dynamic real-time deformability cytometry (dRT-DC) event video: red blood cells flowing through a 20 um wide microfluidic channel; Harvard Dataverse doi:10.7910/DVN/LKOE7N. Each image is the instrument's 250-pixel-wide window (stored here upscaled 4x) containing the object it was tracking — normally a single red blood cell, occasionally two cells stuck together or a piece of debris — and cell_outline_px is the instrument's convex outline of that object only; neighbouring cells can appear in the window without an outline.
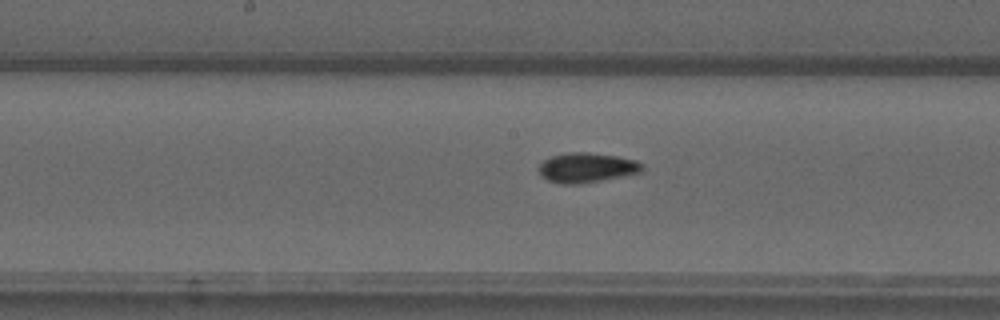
{"species": "common noctule bat (a hibernating species)", "species_latin": "Nyctalus noctula", "temperature_condition": "warm", "stored_images_in_passage": 55, "camera_frame_rate_fps": 3000, "um_per_image_px": 0.085, "animal": {"sex": "male", "forearm_length_mm": 52.5}, "frame": {"image": 1, "passage_image": 28, "time_ms": 9.0, "image_size_px": [1000, 320], "cell_outline_px": [[644, 168], [640, 172], [600, 180], [576, 184], [560, 184], [548, 180], [540, 176], [536, 168], [544, 160], [552, 156], [568, 152], [588, 152], [616, 156], [636, 160], [644, 164]], "centroid_in_image_um": [49.82, 14.24], "position_along_channel_um": 198.4, "area_um2": 17.92}}
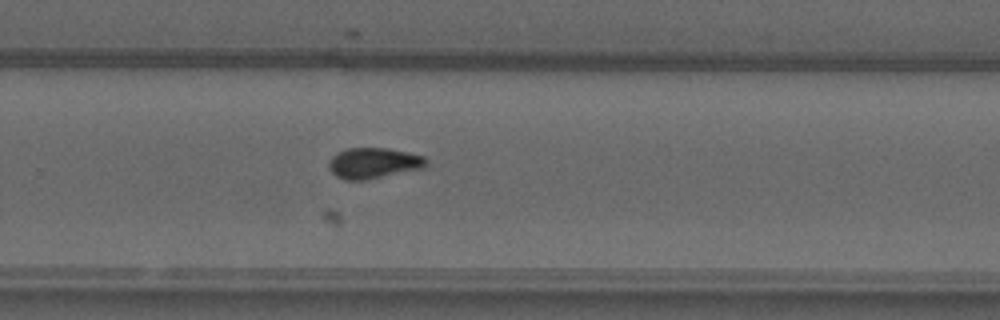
{"frame": {"image": 2, "passage_image": 36, "time_ms": 11.667, "image_size_px": [1000, 320], "cell_outline_px": [[428, 160], [424, 168], [368, 180], [344, 180], [336, 176], [328, 168], [328, 164], [332, 156], [336, 152], [348, 148], [388, 148], [408, 152], [424, 156]], "centroid_in_image_um": [31.75, 13.87], "position_along_channel_um": 298.1, "area_um2": 17.69}}
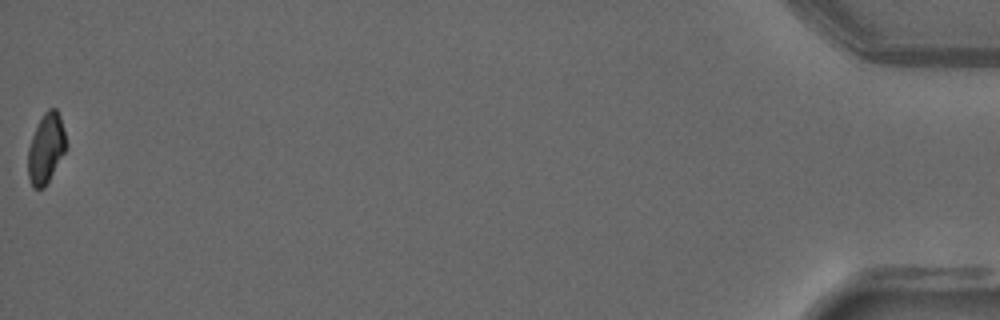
{"frame": {"image": 3, "passage_image": 55, "time_ms": 18.0, "image_size_px": [1000, 320], "cell_outline_px": [[68, 144], [64, 152], [44, 188], [32, 188], [28, 176], [28, 148], [32, 136], [44, 112], [48, 108], [56, 108], [60, 116]], "centroid_in_image_um": [3.91, 12.6], "position_along_channel_um": 431.3, "area_um2": 15.37}, "authors_computed_cell_mechanics": {"area_um2": 16.7042, "velocity_mm_per_s": 3.7543, "shape_relaxation_time_tau1_ms": 8.3692, "shape_relaxation_time_tau2_ms": 1.2114, "deformation_change_tau1": 0.1981, "deformation_change_tau2": 0.0441}}